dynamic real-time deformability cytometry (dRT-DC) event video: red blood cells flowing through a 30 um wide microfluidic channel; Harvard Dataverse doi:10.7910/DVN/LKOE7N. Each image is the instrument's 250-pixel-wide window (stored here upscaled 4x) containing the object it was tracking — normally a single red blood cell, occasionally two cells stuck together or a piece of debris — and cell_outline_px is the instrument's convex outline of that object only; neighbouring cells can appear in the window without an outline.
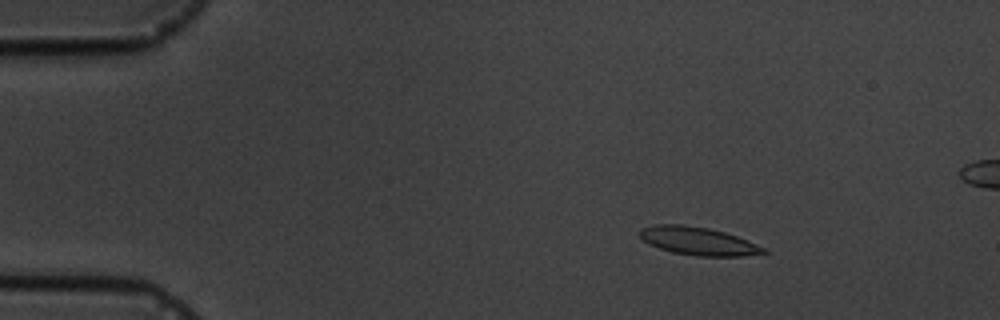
{"species": "common noctule bat (a hibernating species)", "species_latin": "Nyctalus noctula", "temperature_condition": "cold", "stored_images_in_passage": 5, "camera_frame_rate_fps": 3000, "um_per_image_px": 0.085, "animal": {"sex": "male", "body_mass_g": 19.5, "forearm_length_mm": 54.6}, "frame": {"image": 1, "passage_image": 1, "time_ms": 0.0, "image_size_px": [1000, 320], "cell_outline_px": [[768, 252], [744, 256], [696, 256], [672, 252], [648, 244], [640, 236], [640, 228], [656, 224], [680, 224], [708, 228], [724, 232], [748, 240], [768, 248]], "centroid_in_image_um": [59.37, 20.49], "position_along_channel_um": 25.6, "area_um2": 20.29}}
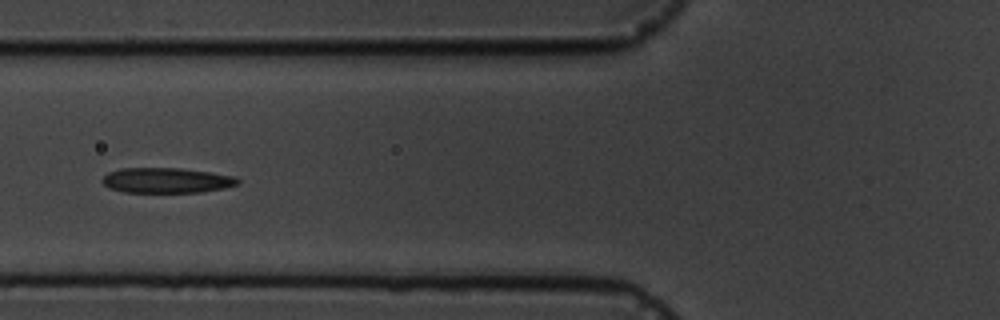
{"frame": {"image": 2, "passage_image": 4, "time_ms": 4.333, "image_size_px": [1000, 320], "cell_outline_px": [[240, 184], [224, 188], [200, 192], [124, 192], [108, 188], [100, 180], [108, 172], [120, 168], [180, 168], [236, 176], [240, 180]], "centroid_in_image_um": [14.15, 15.33], "position_along_channel_um": 111.7, "area_um2": 20.0}}
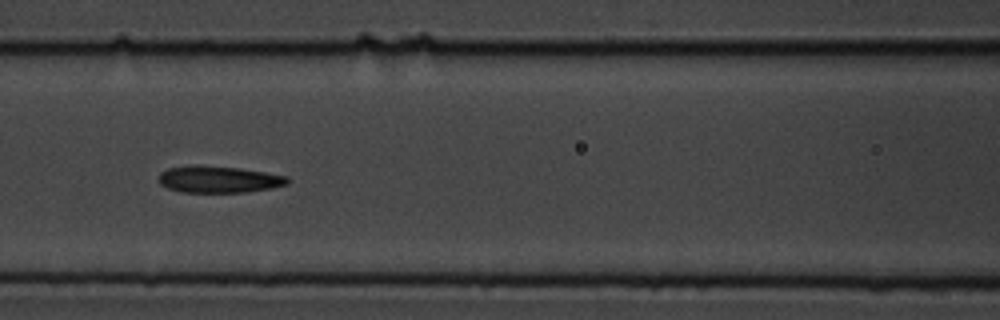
{"frame": {"image": 3, "passage_image": 5, "time_ms": 5.333, "image_size_px": [1000, 320], "cell_outline_px": [[288, 184], [272, 188], [244, 192], [180, 192], [168, 188], [160, 184], [160, 172], [168, 168], [240, 168], [288, 176]], "centroid_in_image_um": [18.66, 15.29], "position_along_channel_um": 147.9, "area_um2": 19.07}}